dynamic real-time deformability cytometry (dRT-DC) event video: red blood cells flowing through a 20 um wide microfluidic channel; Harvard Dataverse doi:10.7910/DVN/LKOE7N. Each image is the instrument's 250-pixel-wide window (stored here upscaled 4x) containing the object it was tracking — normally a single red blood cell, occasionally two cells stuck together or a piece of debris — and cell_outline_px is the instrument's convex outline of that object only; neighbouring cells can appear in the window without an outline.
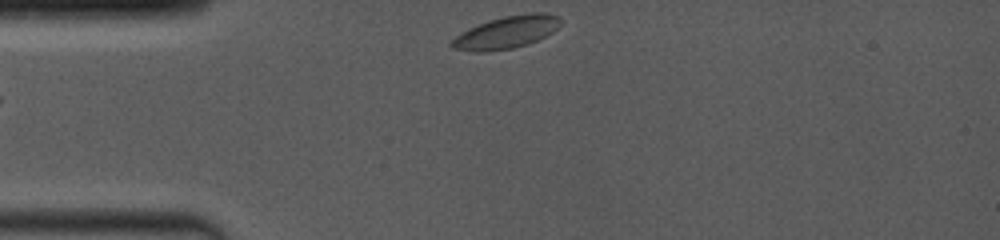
{"species": "common noctule bat (a hibernating species)", "species_latin": "Nyctalus noctula", "temperature_condition": "room temperature", "stored_images_in_passage": 68, "camera_frame_rate_fps": 4000, "um_per_image_px": 0.085, "animal": {"sex": "female", "body_mass_g": 19.0, "forearm_length_mm": 53.3}, "frame": {"image": 1, "passage_image": 1, "time_ms": 0.0, "image_size_px": [1000, 240], "cell_outline_px": [[560, 24], [552, 32], [528, 44], [512, 48], [488, 52], [476, 52], [452, 48], [448, 44], [456, 36], [468, 28], [488, 20], [504, 16], [528, 12], [544, 12], [560, 16]], "centroid_in_image_um": [43.03, 2.74], "position_along_channel_um": 42.0, "area_um2": 20.63}}
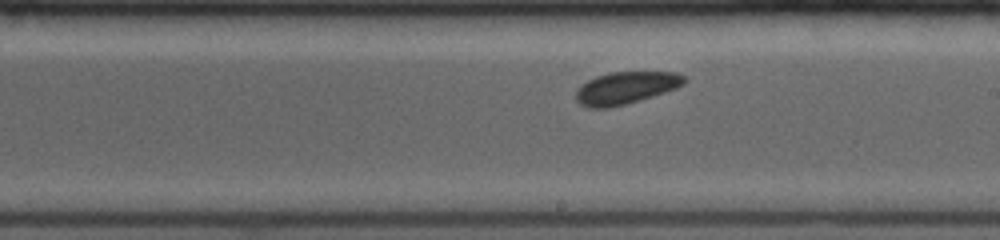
{"frame": {"image": 2, "passage_image": 35, "time_ms": 5.5, "image_size_px": [1000, 240], "cell_outline_px": [[688, 80], [684, 84], [676, 88], [640, 100], [608, 108], [588, 108], [580, 104], [576, 100], [576, 88], [588, 80], [596, 76], [612, 72], [676, 72], [684, 76]], "centroid_in_image_um": [53.18, 7.47], "position_along_channel_um": 235.8, "area_um2": 20.35}}
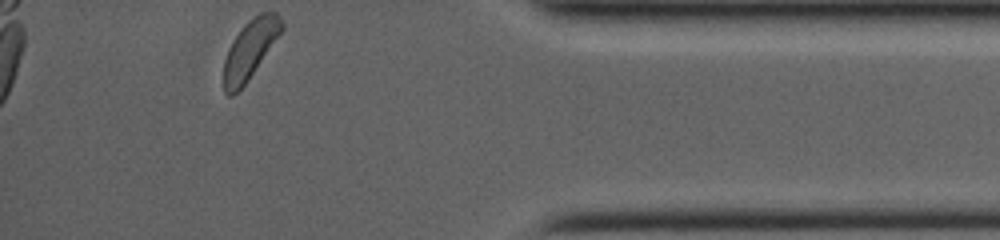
{"frame": {"image": 3, "passage_image": 67, "time_ms": 10.5, "image_size_px": [1000, 240], "cell_outline_px": [[284, 28], [248, 80], [232, 96], [228, 96], [224, 92], [224, 60], [228, 48], [244, 24], [248, 20], [260, 12], [276, 12], [280, 16], [284, 24]], "centroid_in_image_um": [21.26, 4.18], "position_along_channel_um": 413.9, "area_um2": 19.59}, "authors_computed_cell_mechanics": {"area_um2": 19.9988, "velocity_mm_per_s": 3.9795, "shape_relaxation_time_tau1_ms": 8.7681, "shape_relaxation_time_tau2_ms": 2.4622, "deformation_change_tau1": 0.1341, "deformation_change_tau2": 0.0714}}